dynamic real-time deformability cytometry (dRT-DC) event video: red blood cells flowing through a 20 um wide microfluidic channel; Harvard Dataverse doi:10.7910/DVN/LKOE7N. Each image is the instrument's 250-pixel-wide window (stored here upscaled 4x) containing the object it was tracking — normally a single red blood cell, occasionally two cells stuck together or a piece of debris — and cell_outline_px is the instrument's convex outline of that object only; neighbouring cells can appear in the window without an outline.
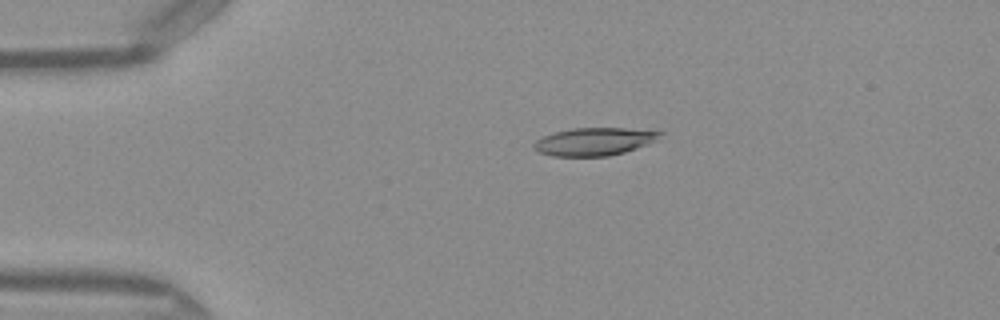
{"species": "Egyptian fruit bat (a non-hibernating species)", "species_latin": "Rousettus aegyptiacus", "temperature_condition": "warm", "stored_images_in_passage": 41, "camera_frame_rate_fps": 3000, "um_per_image_px": 0.085, "frame": {"image": 1, "passage_image": 2, "time_ms": 0.333, "image_size_px": [1000, 320], "cell_outline_px": [[664, 132], [648, 144], [624, 152], [608, 156], [552, 156], [540, 152], [532, 148], [532, 144], [536, 140], [544, 136], [556, 132], [572, 128], [624, 128]], "centroid_in_image_um": [50.46, 12.04], "position_along_channel_um": 34.5, "area_um2": 20.17}}
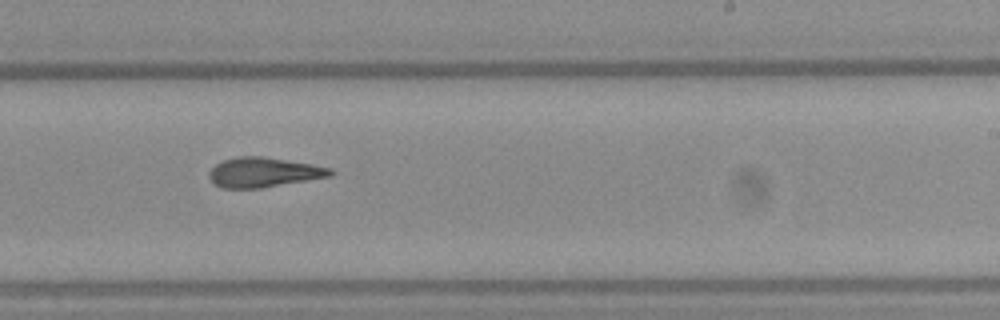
{"frame": {"image": 2, "passage_image": 22, "time_ms": 7.0, "image_size_px": [1000, 320], "cell_outline_px": [[336, 172], [332, 176], [260, 188], [220, 188], [208, 176], [208, 172], [216, 164], [224, 160], [236, 156], [260, 156], [312, 164], [332, 168]], "centroid_in_image_um": [22.43, 14.64], "position_along_channel_um": 266.6, "area_um2": 20.98}}
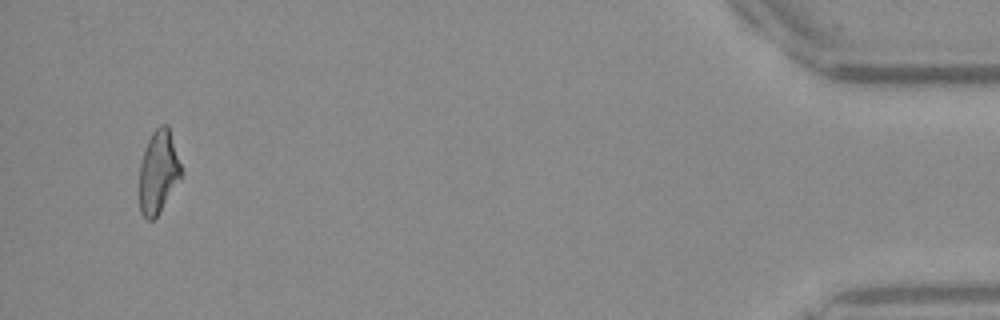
{"frame": {"image": 3, "passage_image": 39, "time_ms": 12.667, "image_size_px": [1000, 320], "cell_outline_px": [[184, 176], [156, 216], [152, 220], [148, 220], [140, 212], [140, 164], [148, 140], [152, 132], [160, 124], [168, 124], [184, 172]], "centroid_in_image_um": [13.51, 14.59], "position_along_channel_um": 421.7, "area_um2": 20.4}, "authors_computed_cell_mechanics": {"area_um2": 20.9814, "velocity_mm_per_s": 4.1227, "shape_relaxation_time_tau1_ms": null, "shape_relaxation_time_tau2_ms": 6.2005, "deformation_change_tau1": null, "deformation_change_tau2": 0.1726}}